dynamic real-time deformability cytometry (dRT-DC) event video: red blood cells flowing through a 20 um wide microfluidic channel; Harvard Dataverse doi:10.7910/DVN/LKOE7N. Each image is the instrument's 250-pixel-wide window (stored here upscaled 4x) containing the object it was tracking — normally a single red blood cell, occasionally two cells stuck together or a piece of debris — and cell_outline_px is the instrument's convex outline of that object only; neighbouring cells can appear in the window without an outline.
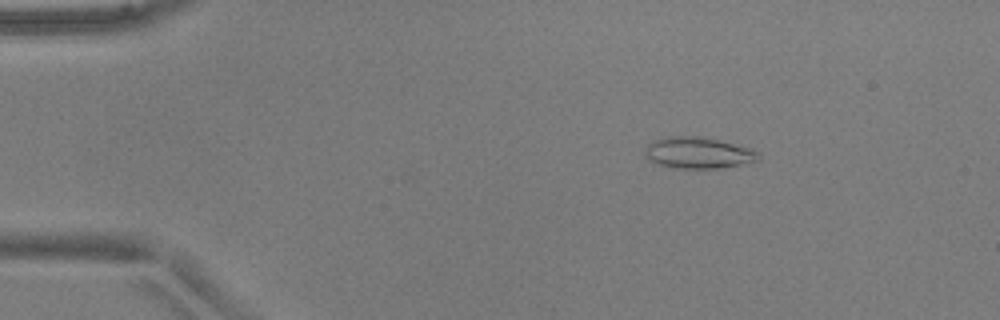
{"species": "common noctule bat (a hibernating species)", "species_latin": "Nyctalus noctula", "temperature_condition": "warm", "stored_images_in_passage": 14, "camera_frame_rate_fps": 3000, "um_per_image_px": 0.085, "animal": {"sex": "male", "body_mass_g": 17.9, "forearm_length_mm": 54.2}, "frame": {"image": 1, "passage_image": 8, "time_ms": 2.333, "image_size_px": [1000, 320], "cell_outline_px": [[760, 160], [720, 168], [672, 168], [656, 164], [648, 160], [644, 152], [648, 144], [652, 140], [660, 136], [700, 136], [752, 148], [760, 152]], "centroid_in_image_um": [59.31, 12.98], "position_along_channel_um": 25.7, "area_um2": 21.04}}